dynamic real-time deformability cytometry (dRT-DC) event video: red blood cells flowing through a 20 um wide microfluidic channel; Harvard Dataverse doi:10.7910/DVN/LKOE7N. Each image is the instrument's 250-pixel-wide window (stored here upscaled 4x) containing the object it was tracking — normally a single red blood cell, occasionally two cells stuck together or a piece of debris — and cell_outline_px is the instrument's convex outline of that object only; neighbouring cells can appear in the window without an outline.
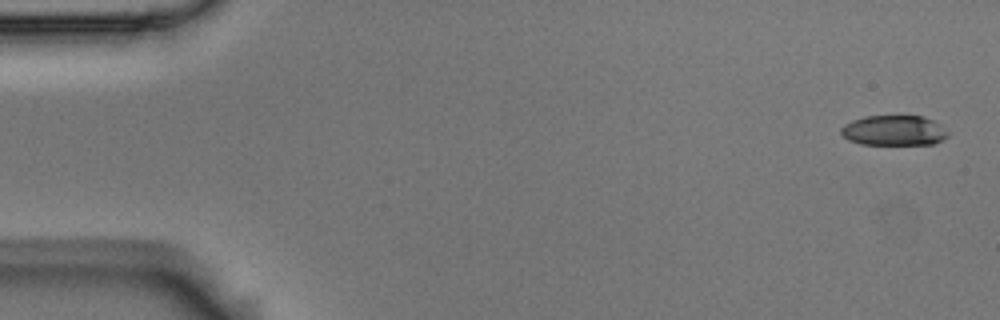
{"species": "Egyptian fruit bat (a non-hibernating species)", "species_latin": "Rousettus aegyptiacus", "temperature_condition": "room temperature", "stored_images_in_passage": 9, "camera_frame_rate_fps": 3000, "um_per_image_px": 0.085, "animal": {"sex": "male"}, "frame": {"image": 1, "passage_image": 1, "time_ms": 0.0, "image_size_px": [1000, 320], "cell_outline_px": [[948, 136], [932, 144], [860, 144], [848, 140], [840, 132], [840, 128], [844, 124], [852, 120], [864, 116], [924, 116], [940, 124], [948, 132]], "centroid_in_image_um": [75.95, 11.08], "position_along_channel_um": 9.0, "area_um2": 18.79}}
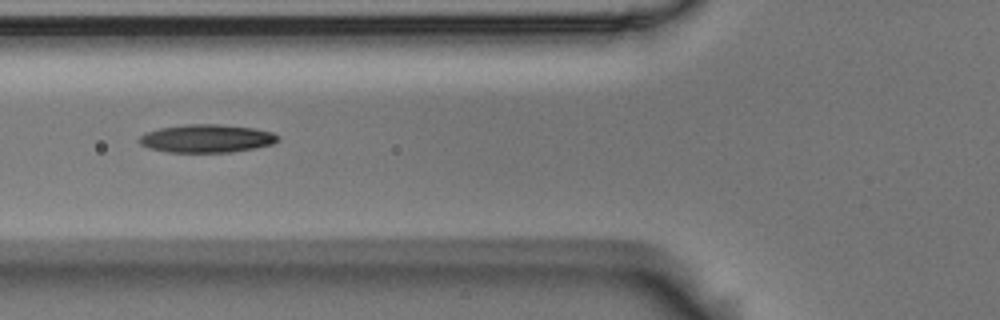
{"frame": {"image": 2, "passage_image": 6, "time_ms": 1.667, "image_size_px": [1000, 320], "cell_outline_px": [[280, 140], [272, 144], [256, 148], [232, 152], [168, 152], [148, 148], [140, 144], [136, 140], [144, 132], [160, 128], [184, 124], [220, 124], [256, 128], [272, 132], [280, 136]], "centroid_in_image_um": [17.56, 11.77], "position_along_channel_um": 108.2, "area_um2": 23.06}}
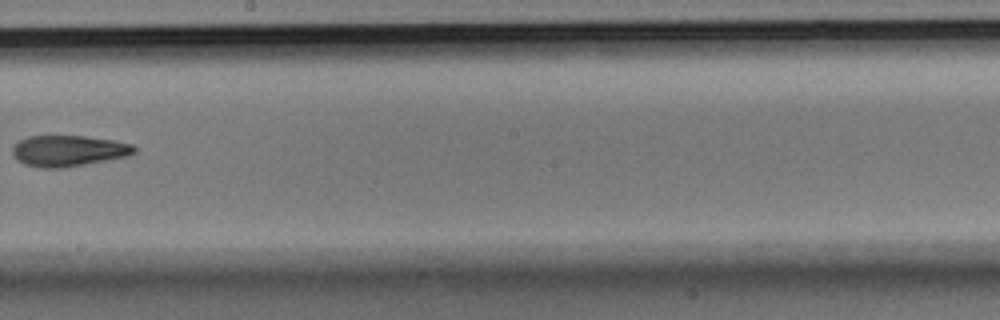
{"frame": {"image": 3, "passage_image": 9, "time_ms": 2.667, "image_size_px": [1000, 320], "cell_outline_px": [[136, 152], [128, 156], [64, 168], [40, 168], [24, 164], [16, 160], [12, 152], [12, 148], [20, 140], [28, 136], [84, 136], [112, 140], [132, 144], [136, 148]], "centroid_in_image_um": [5.8, 12.83], "position_along_channel_um": 242.4, "area_um2": 22.02}}